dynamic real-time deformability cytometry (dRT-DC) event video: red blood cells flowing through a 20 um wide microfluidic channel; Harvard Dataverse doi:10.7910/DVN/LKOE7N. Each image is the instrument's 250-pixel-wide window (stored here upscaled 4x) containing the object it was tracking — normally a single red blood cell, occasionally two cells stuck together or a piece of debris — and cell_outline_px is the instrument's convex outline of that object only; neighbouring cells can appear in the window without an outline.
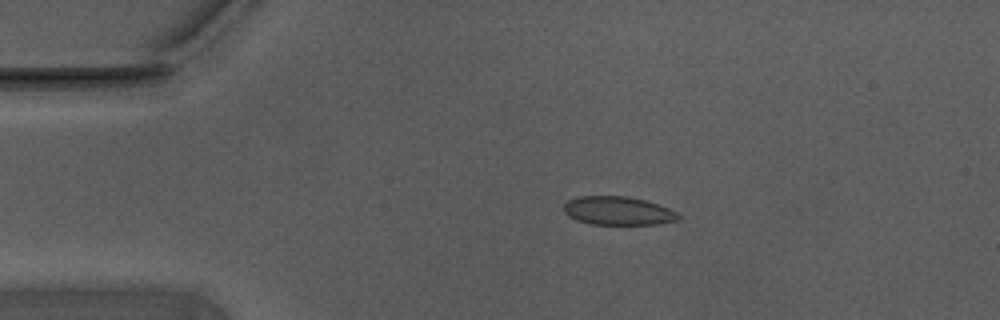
{"species": "Egyptian fruit bat (a non-hibernating species)", "species_latin": "Rousettus aegyptiacus", "temperature_condition": "warm", "stored_images_in_passage": 4, "camera_frame_rate_fps": 3000, "um_per_image_px": 0.085, "animal": {"sex": "male"}, "frame": {"image": 1, "passage_image": 1, "time_ms": 0.0, "image_size_px": [1000, 320], "cell_outline_px": [[680, 216], [676, 220], [660, 224], [592, 224], [576, 220], [568, 216], [564, 212], [564, 204], [568, 200], [580, 196], [628, 196], [644, 200], [668, 208], [676, 212]], "centroid_in_image_um": [52.5, 17.92], "position_along_channel_um": 32.5, "area_um2": 18.9}}